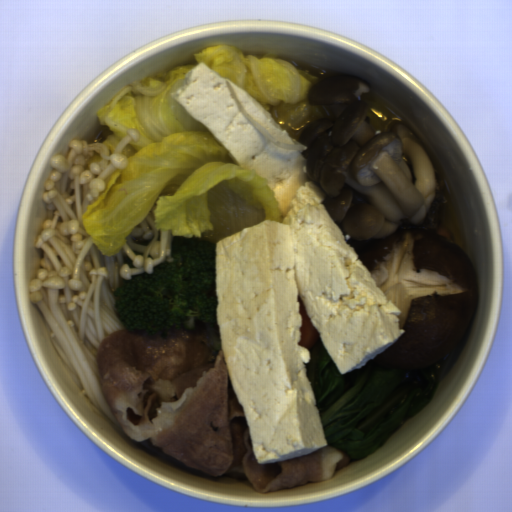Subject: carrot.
I'll list each match as a JSON object with an SVG mask.
<instances>
[{"label":"carrot","instance_id":"1","mask_svg":"<svg viewBox=\"0 0 512 512\" xmlns=\"http://www.w3.org/2000/svg\"><path fill=\"white\" fill-rule=\"evenodd\" d=\"M299 314L301 316L302 326L300 328V340L298 344L306 347L307 351L315 344L320 337L317 329L311 323L310 317L306 311L303 300L297 297Z\"/></svg>","mask_w":512,"mask_h":512}]
</instances>
